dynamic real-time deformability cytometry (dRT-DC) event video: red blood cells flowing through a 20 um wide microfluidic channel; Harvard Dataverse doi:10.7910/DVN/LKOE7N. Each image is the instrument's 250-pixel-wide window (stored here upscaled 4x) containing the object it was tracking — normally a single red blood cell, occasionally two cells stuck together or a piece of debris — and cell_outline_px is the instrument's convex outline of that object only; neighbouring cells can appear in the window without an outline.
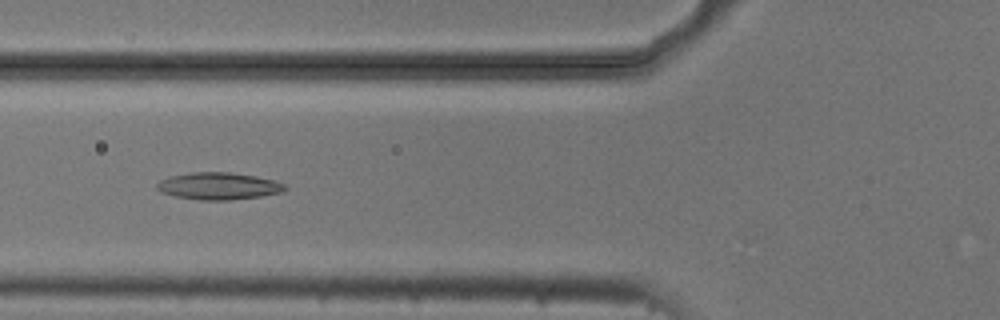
{"species": "common noctule bat (a hibernating species)", "species_latin": "Nyctalus noctula", "temperature_condition": "cold", "stored_images_in_passage": 37, "camera_frame_rate_fps": 3000, "um_per_image_px": 0.085, "animal": {"sex": "male", "body_mass_g": 20.5, "forearm_length_mm": 52.5}, "frame": {"image": 1, "passage_image": 4, "time_ms": 1.0, "image_size_px": [1000, 320], "cell_outline_px": [[288, 188], [284, 192], [260, 196], [232, 200], [200, 200], [176, 196], [160, 192], [156, 188], [156, 184], [160, 180], [172, 176], [192, 172], [228, 172], [256, 176], [276, 180], [284, 184]], "centroid_in_image_um": [18.61, 15.81], "position_along_channel_um": 107.2, "area_um2": 20.29}}
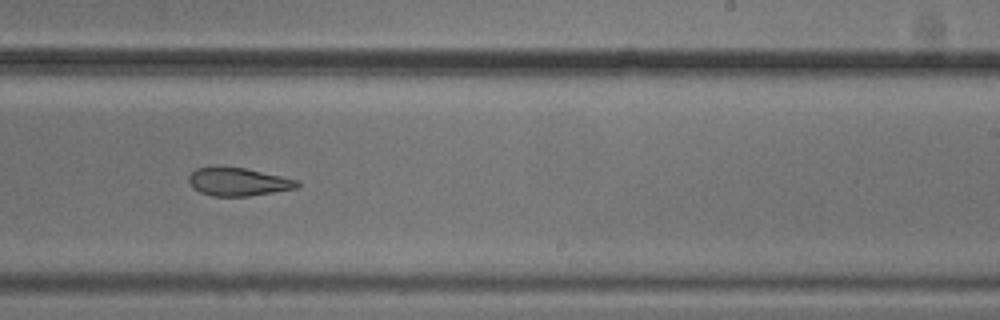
{"frame": {"image": 2, "passage_image": 17, "time_ms": 5.333, "image_size_px": [1000, 320], "cell_outline_px": [[300, 184], [296, 188], [248, 196], [212, 196], [200, 192], [192, 188], [188, 180], [188, 176], [196, 168], [244, 168], [280, 176], [296, 180]], "centroid_in_image_um": [20.2, 15.47], "position_along_channel_um": 268.8, "area_um2": 17.28}}
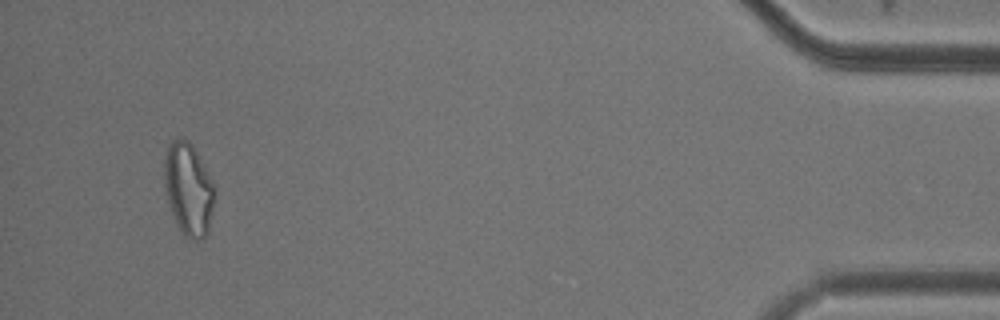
{"frame": {"image": 3, "passage_image": 35, "time_ms": 11.333, "image_size_px": [1000, 320], "cell_outline_px": [[212, 208], [208, 232], [204, 240], [192, 240], [184, 236], [180, 232], [176, 224], [168, 200], [164, 184], [164, 160], [168, 144], [172, 140], [180, 136], [188, 140], [192, 144], [204, 164], [212, 180]], "centroid_in_image_um": [15.99, 16.06], "position_along_channel_um": 419.2, "area_um2": 27.05}, "authors_computed_cell_mechanics": {"area_um2": 19.4208, "velocity_mm_per_s": 3.7246, "shape_relaxation_time_tau1_ms": null, "shape_relaxation_time_tau2_ms": 4.2914, "deformation_change_tau1": null, "deformation_change_tau2": 0.1248}}